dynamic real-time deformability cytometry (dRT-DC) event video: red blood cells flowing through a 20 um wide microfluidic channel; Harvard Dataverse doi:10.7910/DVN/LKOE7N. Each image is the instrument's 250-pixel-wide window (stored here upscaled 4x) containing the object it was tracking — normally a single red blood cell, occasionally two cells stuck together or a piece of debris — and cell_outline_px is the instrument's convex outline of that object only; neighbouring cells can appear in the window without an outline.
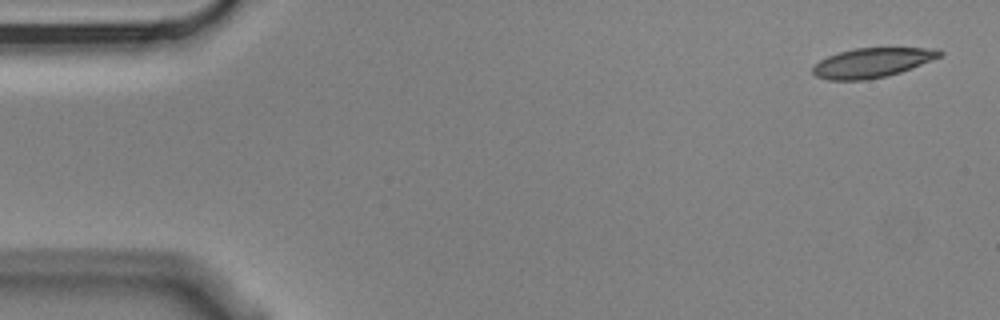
{"species": "Egyptian fruit bat (a non-hibernating species)", "species_latin": "Rousettus aegyptiacus", "temperature_condition": "cold", "stored_images_in_passage": 12, "camera_frame_rate_fps": 3000, "um_per_image_px": 0.085, "animal": {"sex": "male"}, "frame": {"image": 1, "passage_image": 1, "time_ms": 0.0, "image_size_px": [1000, 320], "cell_outline_px": [[944, 52], [940, 56], [900, 72], [884, 76], [864, 80], [828, 80], [816, 76], [812, 72], [812, 68], [820, 60], [828, 56], [840, 52], [856, 48], [940, 48]], "centroid_in_image_um": [74.11, 5.32], "position_along_channel_um": 10.9, "area_um2": 21.5}}
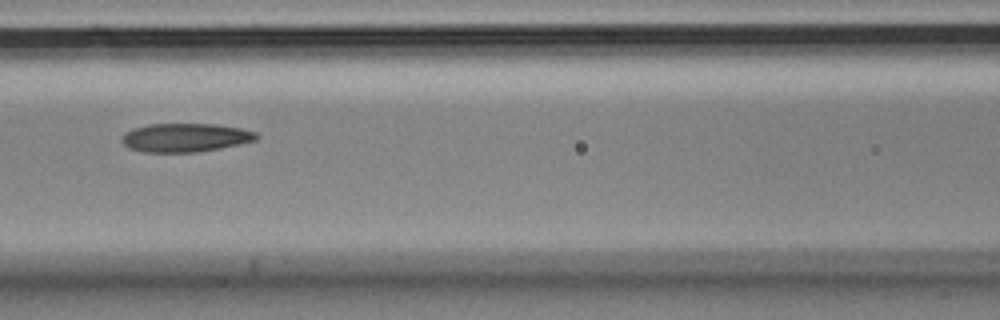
{"frame": {"image": 2, "passage_image": 6, "time_ms": 1.667, "image_size_px": [1000, 320], "cell_outline_px": [[260, 136], [256, 140], [240, 144], [220, 148], [196, 152], [144, 152], [128, 148], [120, 140], [124, 132], [132, 128], [148, 124], [216, 124], [240, 128], [256, 132]], "centroid_in_image_um": [15.73, 11.69], "position_along_channel_um": 150.9, "area_um2": 22.6}}
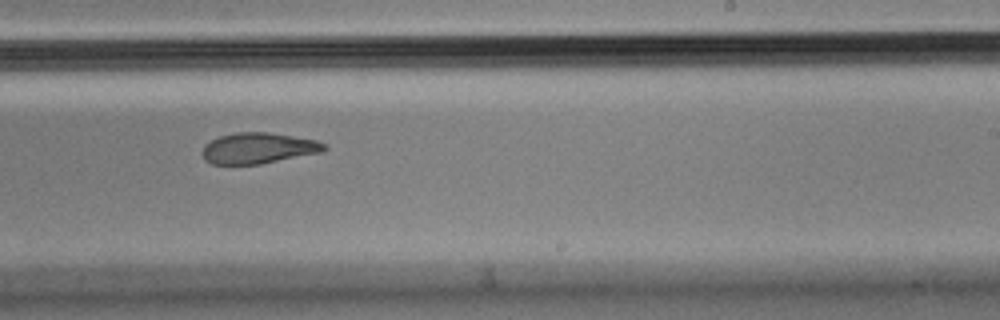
{"frame": {"image": 3, "passage_image": 9, "time_ms": 2.667, "image_size_px": [1000, 320], "cell_outline_px": [[328, 148], [324, 152], [260, 164], [212, 164], [204, 160], [200, 152], [204, 144], [220, 136], [236, 132], [268, 132], [316, 140], [328, 144]], "centroid_in_image_um": [21.96, 12.6], "position_along_channel_um": 267.0, "area_um2": 22.2}}